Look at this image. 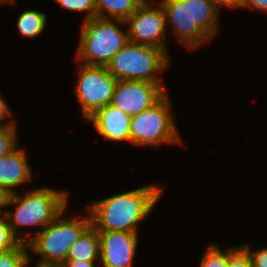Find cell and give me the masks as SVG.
I'll return each instance as SVG.
<instances>
[{
    "label": "cell",
    "instance_id": "10",
    "mask_svg": "<svg viewBox=\"0 0 267 267\" xmlns=\"http://www.w3.org/2000/svg\"><path fill=\"white\" fill-rule=\"evenodd\" d=\"M162 84L144 81H117L111 105L120 109L129 116L152 107L165 94Z\"/></svg>",
    "mask_w": 267,
    "mask_h": 267
},
{
    "label": "cell",
    "instance_id": "5",
    "mask_svg": "<svg viewBox=\"0 0 267 267\" xmlns=\"http://www.w3.org/2000/svg\"><path fill=\"white\" fill-rule=\"evenodd\" d=\"M125 25L121 19L95 17L84 21L80 32L77 61L85 65L107 66L115 54L128 42V33L119 25Z\"/></svg>",
    "mask_w": 267,
    "mask_h": 267
},
{
    "label": "cell",
    "instance_id": "21",
    "mask_svg": "<svg viewBox=\"0 0 267 267\" xmlns=\"http://www.w3.org/2000/svg\"><path fill=\"white\" fill-rule=\"evenodd\" d=\"M64 8L71 11H85L84 21L96 17V7L94 0H55Z\"/></svg>",
    "mask_w": 267,
    "mask_h": 267
},
{
    "label": "cell",
    "instance_id": "30",
    "mask_svg": "<svg viewBox=\"0 0 267 267\" xmlns=\"http://www.w3.org/2000/svg\"><path fill=\"white\" fill-rule=\"evenodd\" d=\"M6 2H9L8 0H0V4L1 3H6Z\"/></svg>",
    "mask_w": 267,
    "mask_h": 267
},
{
    "label": "cell",
    "instance_id": "17",
    "mask_svg": "<svg viewBox=\"0 0 267 267\" xmlns=\"http://www.w3.org/2000/svg\"><path fill=\"white\" fill-rule=\"evenodd\" d=\"M26 247V243H21L17 248L0 252V267H25L30 262Z\"/></svg>",
    "mask_w": 267,
    "mask_h": 267
},
{
    "label": "cell",
    "instance_id": "18",
    "mask_svg": "<svg viewBox=\"0 0 267 267\" xmlns=\"http://www.w3.org/2000/svg\"><path fill=\"white\" fill-rule=\"evenodd\" d=\"M0 252L17 248L22 242L14 235L6 214L0 211ZM6 219V220H5Z\"/></svg>",
    "mask_w": 267,
    "mask_h": 267
},
{
    "label": "cell",
    "instance_id": "6",
    "mask_svg": "<svg viewBox=\"0 0 267 267\" xmlns=\"http://www.w3.org/2000/svg\"><path fill=\"white\" fill-rule=\"evenodd\" d=\"M169 55L160 48L128 42L106 66L117 81H144L162 84L158 72L165 70Z\"/></svg>",
    "mask_w": 267,
    "mask_h": 267
},
{
    "label": "cell",
    "instance_id": "7",
    "mask_svg": "<svg viewBox=\"0 0 267 267\" xmlns=\"http://www.w3.org/2000/svg\"><path fill=\"white\" fill-rule=\"evenodd\" d=\"M171 101L165 94L152 107L131 117L130 143L138 146L182 144L170 113Z\"/></svg>",
    "mask_w": 267,
    "mask_h": 267
},
{
    "label": "cell",
    "instance_id": "25",
    "mask_svg": "<svg viewBox=\"0 0 267 267\" xmlns=\"http://www.w3.org/2000/svg\"><path fill=\"white\" fill-rule=\"evenodd\" d=\"M239 7H250L267 13V0H242Z\"/></svg>",
    "mask_w": 267,
    "mask_h": 267
},
{
    "label": "cell",
    "instance_id": "14",
    "mask_svg": "<svg viewBox=\"0 0 267 267\" xmlns=\"http://www.w3.org/2000/svg\"><path fill=\"white\" fill-rule=\"evenodd\" d=\"M100 260V238L98 231L91 225L72 245L66 261Z\"/></svg>",
    "mask_w": 267,
    "mask_h": 267
},
{
    "label": "cell",
    "instance_id": "23",
    "mask_svg": "<svg viewBox=\"0 0 267 267\" xmlns=\"http://www.w3.org/2000/svg\"><path fill=\"white\" fill-rule=\"evenodd\" d=\"M251 257L253 267H267V248L251 251L250 245L243 246Z\"/></svg>",
    "mask_w": 267,
    "mask_h": 267
},
{
    "label": "cell",
    "instance_id": "26",
    "mask_svg": "<svg viewBox=\"0 0 267 267\" xmlns=\"http://www.w3.org/2000/svg\"><path fill=\"white\" fill-rule=\"evenodd\" d=\"M60 267H96L89 261H65Z\"/></svg>",
    "mask_w": 267,
    "mask_h": 267
},
{
    "label": "cell",
    "instance_id": "4",
    "mask_svg": "<svg viewBox=\"0 0 267 267\" xmlns=\"http://www.w3.org/2000/svg\"><path fill=\"white\" fill-rule=\"evenodd\" d=\"M66 208L42 231L29 233L27 248L40 255L37 265L61 266L67 259L72 245L91 226V216L87 209V217L62 219Z\"/></svg>",
    "mask_w": 267,
    "mask_h": 267
},
{
    "label": "cell",
    "instance_id": "8",
    "mask_svg": "<svg viewBox=\"0 0 267 267\" xmlns=\"http://www.w3.org/2000/svg\"><path fill=\"white\" fill-rule=\"evenodd\" d=\"M117 80L106 66L81 64L75 93L84 119L96 110L111 104Z\"/></svg>",
    "mask_w": 267,
    "mask_h": 267
},
{
    "label": "cell",
    "instance_id": "11",
    "mask_svg": "<svg viewBox=\"0 0 267 267\" xmlns=\"http://www.w3.org/2000/svg\"><path fill=\"white\" fill-rule=\"evenodd\" d=\"M100 262L104 267H133L138 245V233L98 231Z\"/></svg>",
    "mask_w": 267,
    "mask_h": 267
},
{
    "label": "cell",
    "instance_id": "15",
    "mask_svg": "<svg viewBox=\"0 0 267 267\" xmlns=\"http://www.w3.org/2000/svg\"><path fill=\"white\" fill-rule=\"evenodd\" d=\"M144 1L145 0H94L96 17L121 19L125 21Z\"/></svg>",
    "mask_w": 267,
    "mask_h": 267
},
{
    "label": "cell",
    "instance_id": "29",
    "mask_svg": "<svg viewBox=\"0 0 267 267\" xmlns=\"http://www.w3.org/2000/svg\"><path fill=\"white\" fill-rule=\"evenodd\" d=\"M35 267H60V266H41L36 264Z\"/></svg>",
    "mask_w": 267,
    "mask_h": 267
},
{
    "label": "cell",
    "instance_id": "2",
    "mask_svg": "<svg viewBox=\"0 0 267 267\" xmlns=\"http://www.w3.org/2000/svg\"><path fill=\"white\" fill-rule=\"evenodd\" d=\"M166 24L191 49L209 42L217 32L221 7L213 0H160Z\"/></svg>",
    "mask_w": 267,
    "mask_h": 267
},
{
    "label": "cell",
    "instance_id": "12",
    "mask_svg": "<svg viewBox=\"0 0 267 267\" xmlns=\"http://www.w3.org/2000/svg\"><path fill=\"white\" fill-rule=\"evenodd\" d=\"M91 121L100 136L114 141L130 142L131 116L111 104L99 108L86 119Z\"/></svg>",
    "mask_w": 267,
    "mask_h": 267
},
{
    "label": "cell",
    "instance_id": "13",
    "mask_svg": "<svg viewBox=\"0 0 267 267\" xmlns=\"http://www.w3.org/2000/svg\"><path fill=\"white\" fill-rule=\"evenodd\" d=\"M24 149L18 147L11 153L0 158V187L7 195L12 194V188L31 180L32 172L28 165L27 155Z\"/></svg>",
    "mask_w": 267,
    "mask_h": 267
},
{
    "label": "cell",
    "instance_id": "22",
    "mask_svg": "<svg viewBox=\"0 0 267 267\" xmlns=\"http://www.w3.org/2000/svg\"><path fill=\"white\" fill-rule=\"evenodd\" d=\"M227 267H253L251 257L243 246L227 249Z\"/></svg>",
    "mask_w": 267,
    "mask_h": 267
},
{
    "label": "cell",
    "instance_id": "9",
    "mask_svg": "<svg viewBox=\"0 0 267 267\" xmlns=\"http://www.w3.org/2000/svg\"><path fill=\"white\" fill-rule=\"evenodd\" d=\"M145 0L126 20L130 42L163 49L167 54L165 35L166 15L161 4L152 6V0Z\"/></svg>",
    "mask_w": 267,
    "mask_h": 267
},
{
    "label": "cell",
    "instance_id": "27",
    "mask_svg": "<svg viewBox=\"0 0 267 267\" xmlns=\"http://www.w3.org/2000/svg\"><path fill=\"white\" fill-rule=\"evenodd\" d=\"M216 2L220 7L228 6L229 8H237L241 4L242 0H213Z\"/></svg>",
    "mask_w": 267,
    "mask_h": 267
},
{
    "label": "cell",
    "instance_id": "28",
    "mask_svg": "<svg viewBox=\"0 0 267 267\" xmlns=\"http://www.w3.org/2000/svg\"><path fill=\"white\" fill-rule=\"evenodd\" d=\"M7 196L6 192L0 187V211L5 206Z\"/></svg>",
    "mask_w": 267,
    "mask_h": 267
},
{
    "label": "cell",
    "instance_id": "16",
    "mask_svg": "<svg viewBox=\"0 0 267 267\" xmlns=\"http://www.w3.org/2000/svg\"><path fill=\"white\" fill-rule=\"evenodd\" d=\"M46 18L45 13L36 10H25L17 18V28L23 36L34 38L45 29Z\"/></svg>",
    "mask_w": 267,
    "mask_h": 267
},
{
    "label": "cell",
    "instance_id": "20",
    "mask_svg": "<svg viewBox=\"0 0 267 267\" xmlns=\"http://www.w3.org/2000/svg\"><path fill=\"white\" fill-rule=\"evenodd\" d=\"M16 125L0 126V158L17 148Z\"/></svg>",
    "mask_w": 267,
    "mask_h": 267
},
{
    "label": "cell",
    "instance_id": "1",
    "mask_svg": "<svg viewBox=\"0 0 267 267\" xmlns=\"http://www.w3.org/2000/svg\"><path fill=\"white\" fill-rule=\"evenodd\" d=\"M164 188L150 184L91 202L88 211L97 231L138 233V223L153 210Z\"/></svg>",
    "mask_w": 267,
    "mask_h": 267
},
{
    "label": "cell",
    "instance_id": "19",
    "mask_svg": "<svg viewBox=\"0 0 267 267\" xmlns=\"http://www.w3.org/2000/svg\"><path fill=\"white\" fill-rule=\"evenodd\" d=\"M201 259L200 267H227V249L223 251L217 244L211 245Z\"/></svg>",
    "mask_w": 267,
    "mask_h": 267
},
{
    "label": "cell",
    "instance_id": "31",
    "mask_svg": "<svg viewBox=\"0 0 267 267\" xmlns=\"http://www.w3.org/2000/svg\"><path fill=\"white\" fill-rule=\"evenodd\" d=\"M9 1V3L11 2V3H14L15 2V0H8Z\"/></svg>",
    "mask_w": 267,
    "mask_h": 267
},
{
    "label": "cell",
    "instance_id": "3",
    "mask_svg": "<svg viewBox=\"0 0 267 267\" xmlns=\"http://www.w3.org/2000/svg\"><path fill=\"white\" fill-rule=\"evenodd\" d=\"M68 192L56 191L52 188L44 187L27 191L25 196H19L17 193L9 194L6 198L5 207L16 205L13 213L8 210L4 212L7 216L8 223L14 235L22 242L27 243L28 234L18 232L17 227L21 226H39L44 229L68 205Z\"/></svg>",
    "mask_w": 267,
    "mask_h": 267
},
{
    "label": "cell",
    "instance_id": "24",
    "mask_svg": "<svg viewBox=\"0 0 267 267\" xmlns=\"http://www.w3.org/2000/svg\"><path fill=\"white\" fill-rule=\"evenodd\" d=\"M11 114L12 113H11V110L9 108V105L0 95V126L15 125L16 122H14V121H10L8 123L2 124L3 120L6 121L5 119L8 118V116H11Z\"/></svg>",
    "mask_w": 267,
    "mask_h": 267
}]
</instances>
